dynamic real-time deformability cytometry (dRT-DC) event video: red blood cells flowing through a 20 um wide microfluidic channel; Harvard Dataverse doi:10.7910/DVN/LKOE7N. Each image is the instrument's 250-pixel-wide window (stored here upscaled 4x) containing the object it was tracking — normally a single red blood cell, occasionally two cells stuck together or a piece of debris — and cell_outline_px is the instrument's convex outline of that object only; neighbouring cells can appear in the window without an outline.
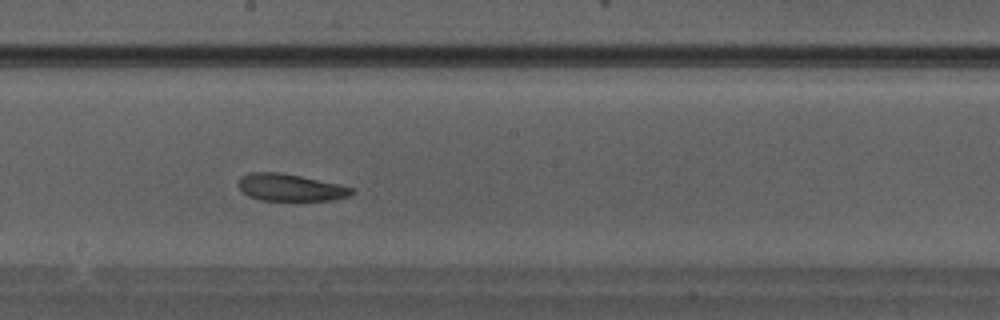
{"species": "Egyptian fruit bat (a non-hibernating species)", "species_latin": "Rousettus aegyptiacus", "temperature_condition": "warm", "stored_images_in_passage": 27, "camera_frame_rate_fps": 3000, "um_per_image_px": 0.085, "animal": {"sex": "male"}, "frame": {"image": 1, "passage_image": 12, "time_ms": 3.667, "image_size_px": [1000, 320], "cell_outline_px": [[352, 192], [348, 196], [332, 200], [260, 200], [248, 196], [240, 188], [236, 180], [240, 176], [248, 172], [280, 172], [300, 176], [336, 184], [352, 188]], "centroid_in_image_um": [24.58, 15.93], "position_along_channel_um": 223.6, "area_um2": 17.69}}